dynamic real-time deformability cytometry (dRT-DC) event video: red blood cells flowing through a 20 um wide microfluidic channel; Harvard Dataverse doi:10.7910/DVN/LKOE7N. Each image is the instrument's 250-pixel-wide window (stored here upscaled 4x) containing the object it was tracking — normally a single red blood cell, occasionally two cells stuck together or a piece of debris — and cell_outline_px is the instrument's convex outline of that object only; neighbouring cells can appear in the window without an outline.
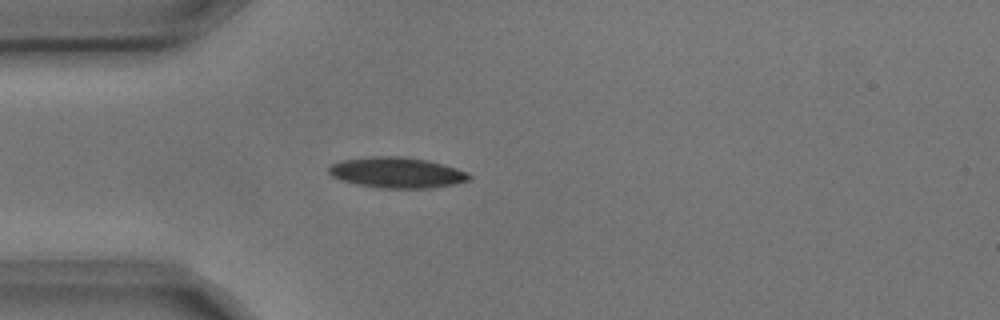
{"species": "common noctule bat (a hibernating species)", "species_latin": "Nyctalus noctula", "temperature_condition": "cold", "stored_images_in_passage": 5, "camera_frame_rate_fps": 3000, "um_per_image_px": 0.085, "animal": {"sex": "male", "body_mass_g": 17.9, "forearm_length_mm": 54.2}, "frame": {"image": 1, "passage_image": 5, "time_ms": 1.333, "image_size_px": [1000, 320], "cell_outline_px": [[472, 176], [468, 180], [452, 184], [428, 188], [376, 188], [356, 184], [340, 180], [332, 176], [328, 172], [328, 168], [332, 164], [340, 160], [372, 156], [400, 156], [428, 160], [456, 168], [468, 172]], "centroid_in_image_um": [33.69, 14.67], "position_along_channel_um": 51.3, "area_um2": 25.14}}